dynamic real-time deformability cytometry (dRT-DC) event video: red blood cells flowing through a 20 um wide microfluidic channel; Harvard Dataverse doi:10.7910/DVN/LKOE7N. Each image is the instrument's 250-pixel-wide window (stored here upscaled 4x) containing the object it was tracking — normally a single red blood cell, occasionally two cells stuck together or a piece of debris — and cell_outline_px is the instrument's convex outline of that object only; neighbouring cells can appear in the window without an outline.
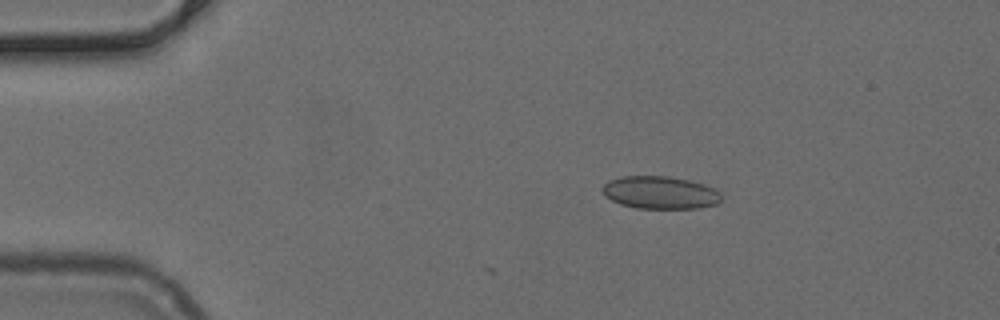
{"species": "common noctule bat (a hibernating species)", "species_latin": "Nyctalus noctula", "temperature_condition": "cold", "stored_images_in_passage": 10, "camera_frame_rate_fps": 3000, "um_per_image_px": 0.085, "animal": {"sex": "female", "body_mass_g": 24.6, "forearm_length_mm": 56.2}, "frame": {"image": 1, "passage_image": 8, "time_ms": 2.333, "image_size_px": [1000, 320], "cell_outline_px": [[720, 200], [716, 204], [700, 208], [636, 208], [620, 204], [604, 196], [600, 192], [600, 188], [608, 180], [620, 176], [668, 176], [688, 180], [704, 184], [720, 192]], "centroid_in_image_um": [56.04, 16.36], "position_along_channel_um": 29.0, "area_um2": 22.77}}